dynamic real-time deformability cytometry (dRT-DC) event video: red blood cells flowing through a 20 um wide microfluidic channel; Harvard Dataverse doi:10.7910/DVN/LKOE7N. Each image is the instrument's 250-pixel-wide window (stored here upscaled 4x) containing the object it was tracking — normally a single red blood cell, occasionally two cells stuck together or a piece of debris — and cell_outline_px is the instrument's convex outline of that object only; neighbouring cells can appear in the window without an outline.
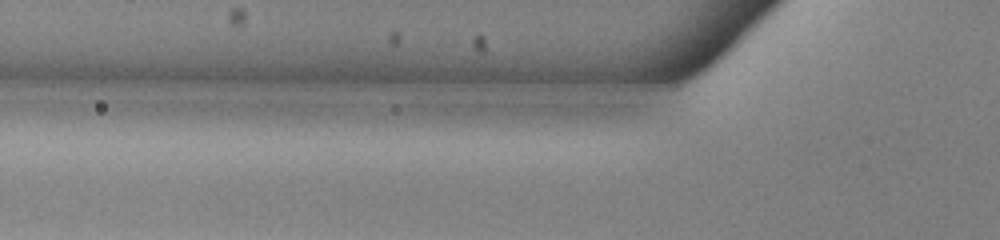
{"species": "common noctule bat (a hibernating species)", "species_latin": "Nyctalus noctula", "temperature_condition": "warm", "stored_images_in_passage": 3, "camera_frame_rate_fps": 3000, "um_per_image_px": 0.085, "animal": {"sex": "male", "body_mass_g": 13.0, "forearm_length_mm": 53.1}, "frame": {"image": 1, "passage_image": 3, "time_ms": 0.667, "image_size_px": [1000, 240], "cell_outline_px": [[600, 116], [596, 120], [580, 128], [504, 128], [436, 124], [436, 120], [444, 112], [576, 112]], "centroid_in_image_um": [44.0, 10.17], "position_along_channel_um": 81.8, "area_um2": 16.65}}